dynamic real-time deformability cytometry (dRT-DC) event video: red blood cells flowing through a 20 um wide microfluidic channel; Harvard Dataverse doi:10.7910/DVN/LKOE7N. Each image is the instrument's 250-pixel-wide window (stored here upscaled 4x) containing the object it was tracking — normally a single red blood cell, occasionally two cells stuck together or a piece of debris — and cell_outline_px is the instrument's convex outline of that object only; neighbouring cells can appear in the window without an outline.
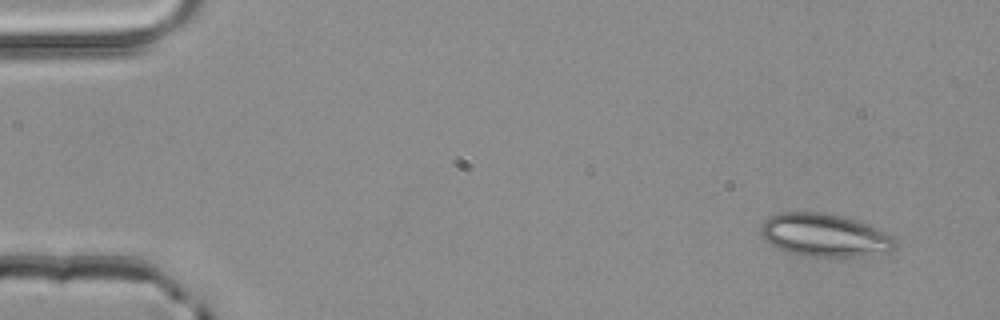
{"species": "common noctule bat (a hibernating species)", "species_latin": "Nyctalus noctula", "temperature_condition": "room temperature", "stored_images_in_passage": 3, "camera_frame_rate_fps": 3000, "um_per_image_px": 0.085, "animal": {"sex": "male", "body_mass_g": 20.4}, "frame": {"image": 1, "passage_image": 1, "time_ms": 0.0, "image_size_px": [1000, 320], "cell_outline_px": [[896, 248], [892, 252], [872, 256], [804, 256], [788, 252], [764, 240], [760, 232], [760, 228], [764, 220], [768, 216], [780, 212], [824, 212], [840, 216], [868, 224], [892, 236], [896, 240]], "centroid_in_image_um": [70.11, 20.0], "position_along_channel_um": 14.9, "area_um2": 33.81}}